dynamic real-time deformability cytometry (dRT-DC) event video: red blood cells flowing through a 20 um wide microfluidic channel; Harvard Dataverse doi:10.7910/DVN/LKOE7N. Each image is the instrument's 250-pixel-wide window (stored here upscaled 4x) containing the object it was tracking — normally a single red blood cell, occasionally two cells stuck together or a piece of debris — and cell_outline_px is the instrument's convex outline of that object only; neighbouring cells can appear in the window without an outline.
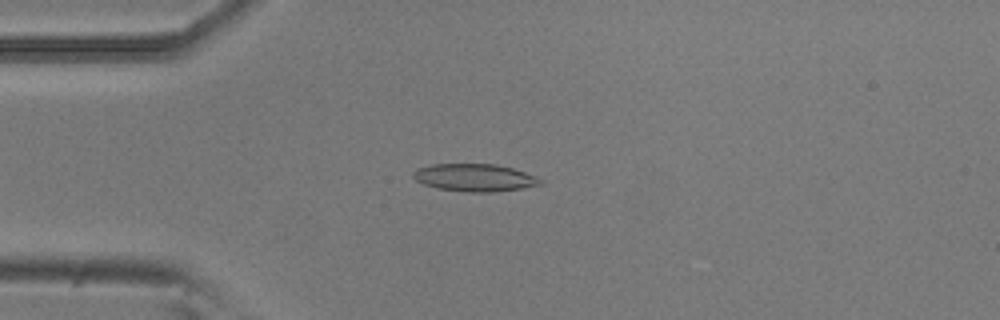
{"species": "common noctule bat (a hibernating species)", "species_latin": "Nyctalus noctula", "temperature_condition": "room temperature", "stored_images_in_passage": 54, "camera_frame_rate_fps": 3000, "um_per_image_px": 0.085, "animal": {"sex": "male", "body_mass_g": 20.5, "forearm_length_mm": 52.5}, "frame": {"image": 1, "passage_image": 14, "time_ms": 4.333, "image_size_px": [1000, 320], "cell_outline_px": [[544, 184], [520, 188], [492, 192], [468, 192], [436, 188], [424, 184], [416, 180], [412, 176], [412, 172], [416, 168], [432, 164], [496, 164], [512, 168], [536, 176], [544, 180]], "centroid_in_image_um": [40.34, 15.09], "position_along_channel_um": 44.7, "area_um2": 20.46}}
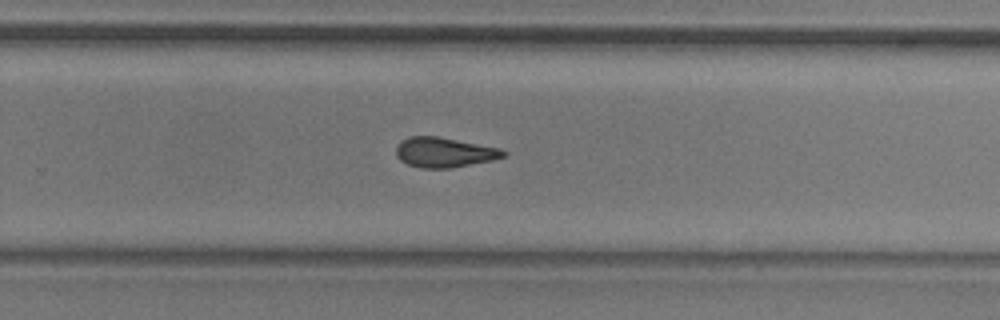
{"frame": {"image": 2, "passage_image": 35, "time_ms": 11.333, "image_size_px": [1000, 320], "cell_outline_px": [[508, 156], [492, 160], [452, 168], [420, 168], [408, 164], [400, 160], [396, 156], [396, 148], [400, 140], [408, 136], [436, 136], [500, 148], [508, 152]], "centroid_in_image_um": [37.76, 12.95], "position_along_channel_um": 292.0, "area_um2": 18.84}}
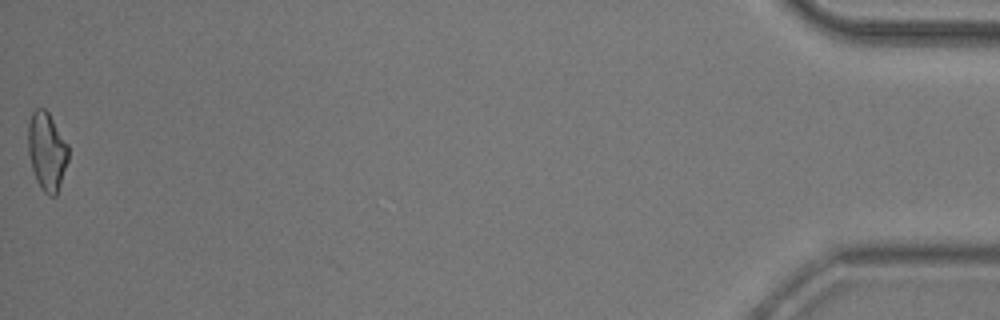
{"frame": {"image": 3, "passage_image": 54, "time_ms": 17.667, "image_size_px": [1000, 320], "cell_outline_px": [[68, 160], [56, 196], [48, 196], [44, 192], [36, 180], [32, 168], [28, 152], [28, 124], [32, 112], [36, 108], [44, 108], [48, 112], [68, 144]], "centroid_in_image_um": [3.98, 12.85], "position_along_channel_um": 431.2, "area_um2": 18.26}, "authors_computed_cell_mechanics": {"area_um2": 18.9873, "velocity_mm_per_s": 3.7715, "shape_relaxation_time_tau1_ms": 4.8778, "shape_relaxation_time_tau2_ms": 3.6092, "deformation_change_tau1": 0.1504, "deformation_change_tau2": 0.1274}}